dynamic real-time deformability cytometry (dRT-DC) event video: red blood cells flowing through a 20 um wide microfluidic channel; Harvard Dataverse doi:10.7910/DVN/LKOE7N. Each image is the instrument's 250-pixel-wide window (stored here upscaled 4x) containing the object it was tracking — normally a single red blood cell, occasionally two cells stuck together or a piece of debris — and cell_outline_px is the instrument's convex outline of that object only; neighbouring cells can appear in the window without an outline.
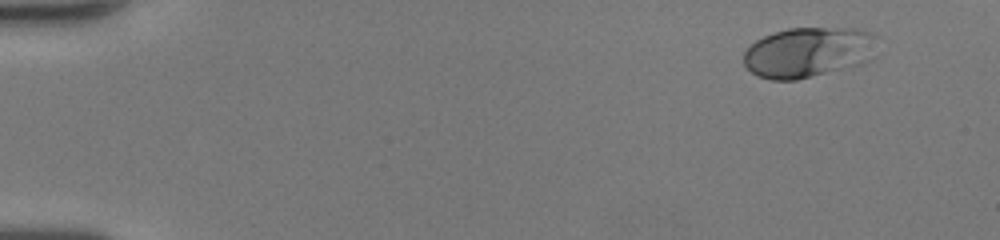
{"species": "human", "species_latin": "Homo sapiens", "temperature_condition": "room temperature", "stored_images_in_passage": 45, "camera_frame_rate_fps": 3000, "um_per_image_px": 0.085, "donor": {"sex": "female"}, "frame": {"image": 1, "passage_image": 1, "time_ms": 0.0, "image_size_px": [1000, 240], "cell_outline_px": [[876, 36], [868, 60], [860, 64], [796, 80], [772, 80], [756, 76], [744, 64], [744, 52], [756, 40], [764, 36], [788, 28], [860, 28], [872, 32]], "centroid_in_image_um": [68.66, 4.43], "position_along_channel_um": 16.3, "area_um2": 38.73}}
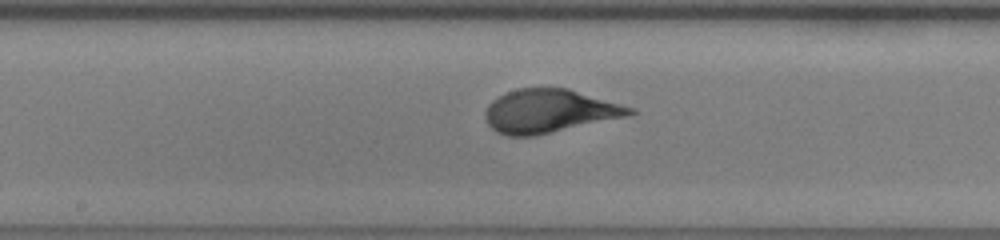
{"frame": {"image": 2, "passage_image": 24, "time_ms": 7.667, "image_size_px": [1000, 240], "cell_outline_px": [[636, 112], [628, 116], [536, 136], [508, 136], [496, 132], [488, 124], [484, 116], [484, 112], [488, 104], [492, 100], [508, 92], [520, 88], [568, 88], [620, 104], [632, 108]], "centroid_in_image_um": [46.65, 9.46], "position_along_channel_um": 201.5, "area_um2": 36.41}}
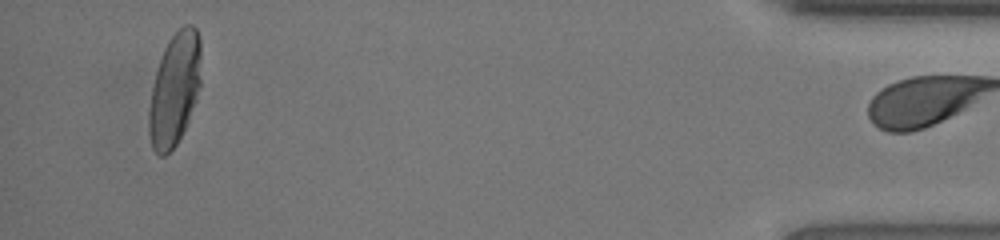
{"frame": {"image": 3, "passage_image": 44, "time_ms": 14.333, "image_size_px": [1000, 240], "cell_outline_px": [[200, 84], [196, 100], [188, 120], [176, 144], [164, 156], [160, 156], [152, 148], [148, 132], [148, 108], [152, 88], [156, 72], [164, 48], [168, 40], [184, 24], [192, 24], [196, 28], [200, 36]], "centroid_in_image_um": [14.83, 7.57], "position_along_channel_um": 420.4, "area_um2": 34.16}, "authors_computed_cell_mechanics": {"area_um2": 36.414, "velocity_mm_per_s": 4.3227, "shape_relaxation_time_tau1_ms": 3.3423, "shape_relaxation_time_tau2_ms": null, "deformation_change_tau1": 0.197, "deformation_change_tau2": null}}